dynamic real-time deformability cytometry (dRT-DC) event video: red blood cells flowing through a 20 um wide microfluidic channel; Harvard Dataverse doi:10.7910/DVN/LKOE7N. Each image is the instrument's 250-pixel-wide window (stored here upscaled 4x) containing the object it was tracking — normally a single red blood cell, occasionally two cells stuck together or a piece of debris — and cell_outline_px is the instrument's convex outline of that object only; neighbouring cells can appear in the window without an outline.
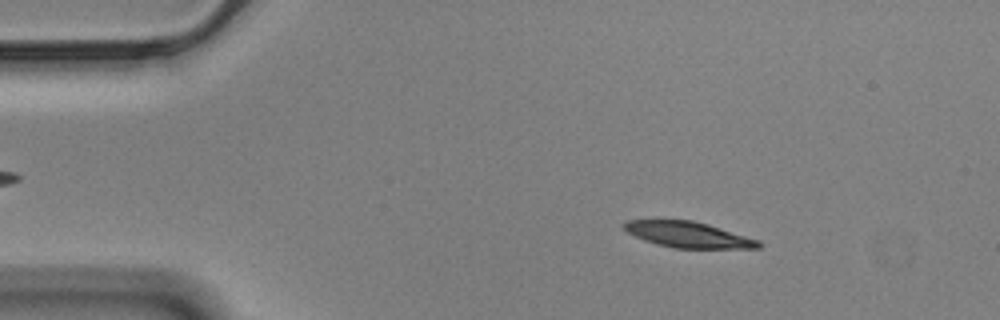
{"species": "Egyptian fruit bat (a non-hibernating species)", "species_latin": "Rousettus aegyptiacus", "temperature_condition": "cold", "stored_images_in_passage": 56, "camera_frame_rate_fps": 3000, "um_per_image_px": 0.085, "animal": {"sex": "male"}, "frame": {"image": 1, "passage_image": 8, "time_ms": 2.333, "image_size_px": [1000, 320], "cell_outline_px": [[764, 244], [760, 248], [672, 248], [656, 244], [644, 240], [628, 232], [620, 224], [628, 220], [692, 220], [708, 224], [760, 240]], "centroid_in_image_um": [58.52, 19.95], "position_along_channel_um": 26.5, "area_um2": 20.29}}
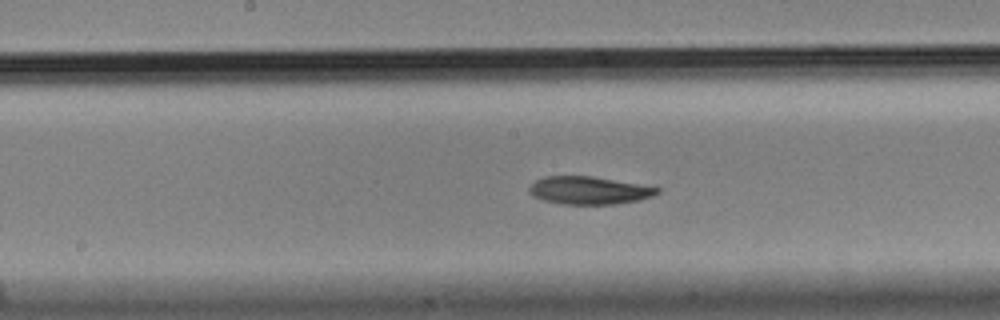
{"frame": {"image": 2, "passage_image": 28, "time_ms": 9.0, "image_size_px": [1000, 320], "cell_outline_px": [[660, 192], [652, 196], [640, 200], [616, 204], [560, 204], [544, 200], [532, 196], [528, 192], [528, 188], [536, 180], [544, 176], [592, 176], [660, 188]], "centroid_in_image_um": [50.04, 16.19], "position_along_channel_um": 198.2, "area_um2": 20.69}}
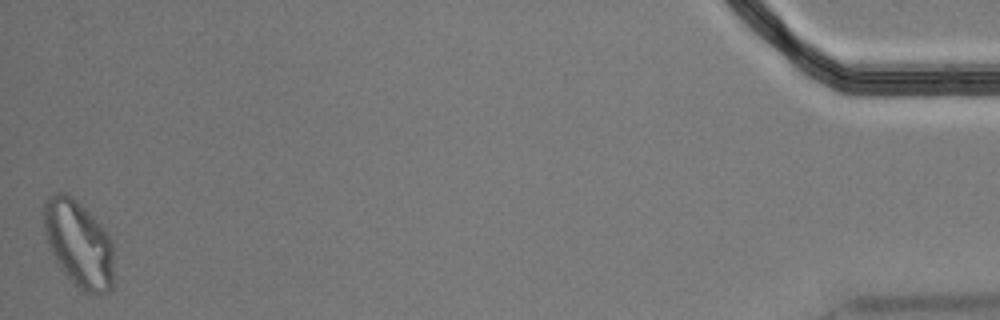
{"frame": {"image": 3, "passage_image": 56, "time_ms": 18.333, "image_size_px": [1000, 320], "cell_outline_px": [[112, 288], [108, 292], [100, 296], [84, 292], [64, 272], [48, 248], [44, 232], [44, 200], [48, 196], [56, 192], [64, 192], [84, 208], [108, 232], [112, 240]], "centroid_in_image_um": [6.68, 20.73], "position_along_channel_um": 428.5, "area_um2": 35.2}, "authors_computed_cell_mechanics": {"area_um2": 21.7328, "velocity_mm_per_s": 3.4715, "shape_relaxation_time_tau1_ms": 7.786, "shape_relaxation_time_tau2_ms": 6.9221, "deformation_change_tau1": 0.1798, "deformation_change_tau2": 0.1333}}